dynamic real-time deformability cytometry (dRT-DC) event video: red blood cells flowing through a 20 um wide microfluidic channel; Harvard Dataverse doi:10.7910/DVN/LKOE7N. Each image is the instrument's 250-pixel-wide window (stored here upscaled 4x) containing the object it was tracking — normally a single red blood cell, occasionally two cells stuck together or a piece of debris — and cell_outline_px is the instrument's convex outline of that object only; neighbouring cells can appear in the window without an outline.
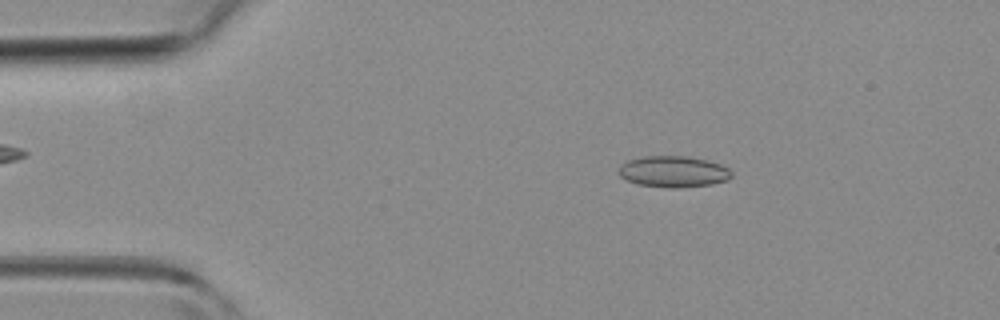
{"species": "common noctule bat (a hibernating species)", "species_latin": "Nyctalus noctula", "temperature_condition": "room temperature", "stored_images_in_passage": 5, "camera_frame_rate_fps": 3000, "um_per_image_px": 0.085, "animal": {"sex": "female", "body_mass_g": 19.3, "forearm_length_mm": 54.1}, "frame": {"image": 1, "passage_image": 3, "time_ms": 2.333, "image_size_px": [1000, 320], "cell_outline_px": [[732, 176], [728, 180], [712, 184], [676, 188], [672, 188], [636, 184], [620, 176], [616, 172], [620, 164], [628, 160], [644, 156], [688, 156], [720, 164], [728, 168], [732, 172]], "centroid_in_image_um": [57.21, 14.59], "position_along_channel_um": 27.8, "area_um2": 20.63}}